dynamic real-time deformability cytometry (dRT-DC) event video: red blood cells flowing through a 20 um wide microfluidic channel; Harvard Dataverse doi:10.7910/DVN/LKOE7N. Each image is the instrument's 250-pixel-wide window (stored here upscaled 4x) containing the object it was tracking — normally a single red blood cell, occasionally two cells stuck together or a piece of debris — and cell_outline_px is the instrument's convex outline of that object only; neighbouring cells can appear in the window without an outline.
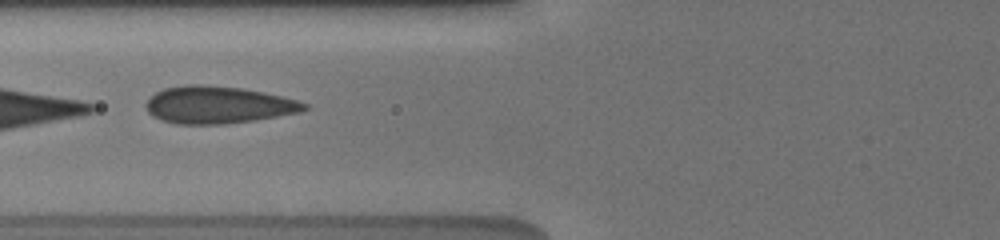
{"species": "human", "species_latin": "Homo sapiens", "temperature_condition": "cold", "stored_images_in_passage": 25, "camera_frame_rate_fps": 3000, "um_per_image_px": 0.085, "donor": {"sex": "male"}, "frame": {"image": 1, "passage_image": 20, "time_ms": 8.0, "image_size_px": [1000, 240], "cell_outline_px": [[308, 108], [300, 112], [252, 120], [224, 124], [176, 124], [160, 120], [152, 116], [148, 112], [144, 104], [156, 92], [164, 88], [184, 84], [200, 84], [244, 88], [264, 92], [296, 100], [308, 104]], "centroid_in_image_um": [18.49, 8.91], "position_along_channel_um": 107.3, "area_um2": 34.39}}